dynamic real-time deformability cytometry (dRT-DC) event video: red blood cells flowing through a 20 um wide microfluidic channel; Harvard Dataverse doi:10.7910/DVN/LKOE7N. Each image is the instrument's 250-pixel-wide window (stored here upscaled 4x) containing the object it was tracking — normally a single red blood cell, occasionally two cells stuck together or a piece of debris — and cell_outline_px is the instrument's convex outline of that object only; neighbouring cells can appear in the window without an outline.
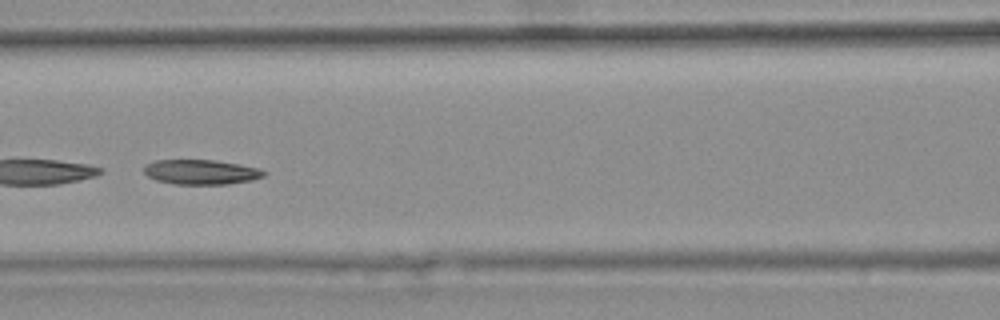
{"species": "common noctule bat (a hibernating species)", "species_latin": "Nyctalus noctula", "temperature_condition": "warm", "stored_images_in_passage": 24, "camera_frame_rate_fps": 3000, "um_per_image_px": 0.085, "animal": {"sex": "female", "body_mass_g": 25.1}, "frame": {"image": 1, "passage_image": 8, "time_ms": 2.333, "image_size_px": [1000, 320], "cell_outline_px": [[268, 172], [264, 176], [252, 180], [228, 184], [172, 184], [156, 180], [148, 176], [144, 172], [144, 164], [156, 160], [216, 160], [240, 164], [260, 168]], "centroid_in_image_um": [17.11, 14.62], "position_along_channel_um": 149.5, "area_um2": 17.51}}